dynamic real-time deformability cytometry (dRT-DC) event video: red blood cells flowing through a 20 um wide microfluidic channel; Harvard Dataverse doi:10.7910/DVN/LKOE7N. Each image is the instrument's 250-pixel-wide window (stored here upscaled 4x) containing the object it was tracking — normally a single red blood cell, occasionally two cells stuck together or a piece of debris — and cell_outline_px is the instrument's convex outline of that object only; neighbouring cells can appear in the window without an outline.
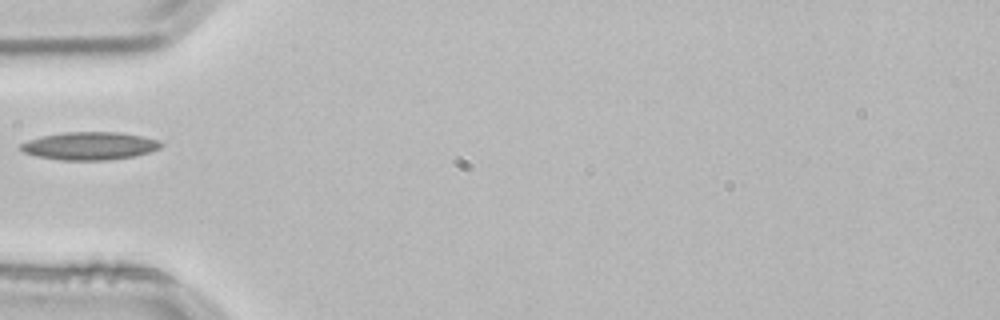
{"species": "common noctule bat (a hibernating species)", "species_latin": "Nyctalus noctula", "temperature_condition": "room temperature", "stored_images_in_passage": 2, "camera_frame_rate_fps": 3000, "um_per_image_px": 0.085, "animal": {"sex": "male", "body_mass_g": 21.5, "forearm_length_mm": 52.0}, "frame": {"image": 1, "passage_image": 2, "time_ms": 0.333, "image_size_px": [1000, 320], "cell_outline_px": [[164, 144], [160, 148], [136, 156], [108, 160], [60, 160], [36, 156], [24, 152], [20, 148], [20, 144], [28, 140], [44, 136], [64, 132], [120, 132], [144, 136], [160, 140]], "centroid_in_image_um": [7.67, 12.4], "position_along_channel_um": 77.3, "area_um2": 22.89}}